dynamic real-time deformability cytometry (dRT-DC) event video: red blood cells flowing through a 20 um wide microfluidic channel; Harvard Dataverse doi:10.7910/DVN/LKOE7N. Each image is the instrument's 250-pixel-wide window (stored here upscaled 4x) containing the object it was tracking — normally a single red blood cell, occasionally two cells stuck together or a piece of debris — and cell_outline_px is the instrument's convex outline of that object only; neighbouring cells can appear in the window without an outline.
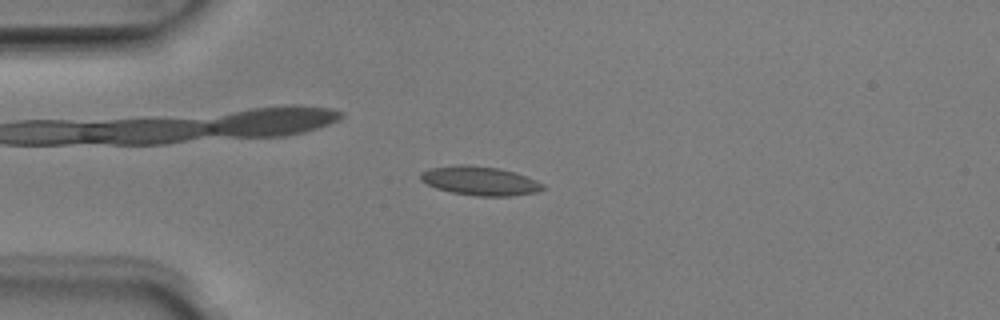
{"species": "Egyptian fruit bat (a non-hibernating species)", "species_latin": "Rousettus aegyptiacus", "temperature_condition": "room temperature", "stored_images_in_passage": 43, "camera_frame_rate_fps": 3000, "um_per_image_px": 0.085, "animal": {"sex": "male"}, "frame": {"image": 1, "passage_image": 5, "time_ms": 1.333, "image_size_px": [1000, 320], "cell_outline_px": [[544, 188], [536, 192], [512, 196], [476, 196], [452, 192], [436, 188], [420, 180], [420, 172], [428, 168], [456, 164], [464, 164], [500, 168], [536, 180], [544, 184]], "centroid_in_image_um": [40.75, 15.36], "position_along_channel_um": 44.3, "area_um2": 20.63}}
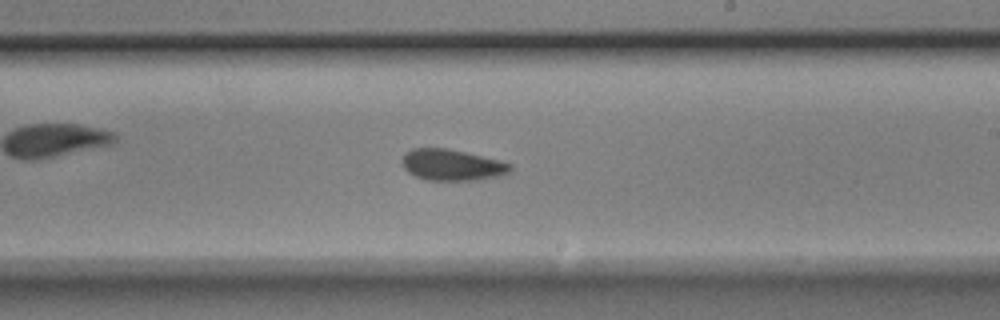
{"frame": {"image": 2, "passage_image": 22, "time_ms": 7.0, "image_size_px": [1000, 320], "cell_outline_px": [[512, 168], [508, 172], [500, 176], [476, 180], [424, 180], [408, 172], [404, 168], [400, 160], [404, 152], [412, 148], [448, 148], [500, 160], [512, 164]], "centroid_in_image_um": [38.38, 14.01], "position_along_channel_um": 250.6, "area_um2": 19.88}}
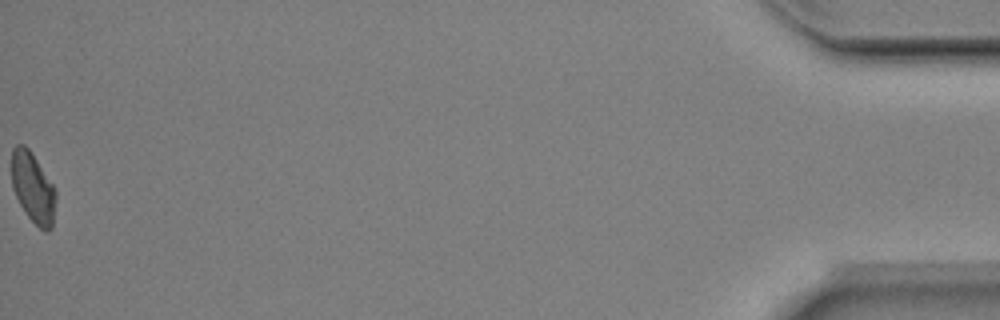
{"frame": {"image": 3, "passage_image": 43, "time_ms": 14.0, "image_size_px": [1000, 320], "cell_outline_px": [[56, 200], [52, 228], [48, 232], [44, 232], [28, 216], [20, 204], [12, 188], [12, 148], [16, 144], [24, 144], [28, 148], [52, 184], [56, 192]], "centroid_in_image_um": [2.8, 15.97], "position_along_channel_um": 432.4, "area_um2": 17.92}, "authors_computed_cell_mechanics": {"area_um2": 19.3052, "velocity_mm_per_s": 4.0133, "shape_relaxation_time_tau1_ms": 9.5848, "shape_relaxation_time_tau2_ms": 3.1847, "deformation_change_tau1": 0.1551, "deformation_change_tau2": 0.0713}}